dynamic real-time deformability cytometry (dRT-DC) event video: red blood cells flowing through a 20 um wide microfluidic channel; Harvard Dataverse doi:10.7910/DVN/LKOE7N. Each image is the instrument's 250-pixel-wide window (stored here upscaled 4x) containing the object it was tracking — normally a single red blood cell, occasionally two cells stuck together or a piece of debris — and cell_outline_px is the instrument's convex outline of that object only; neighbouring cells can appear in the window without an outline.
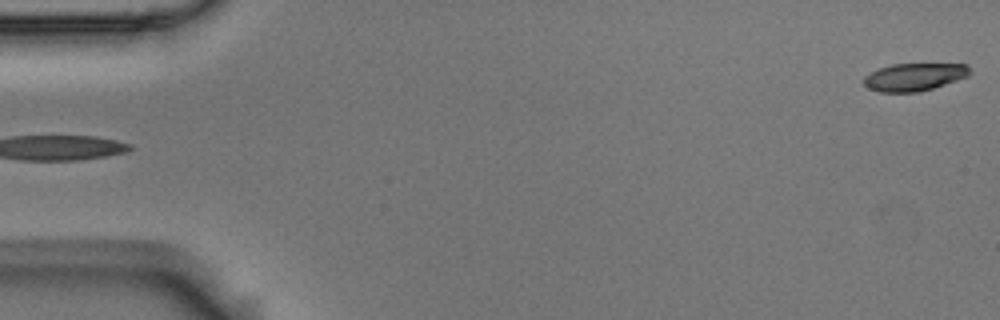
{"species": "Egyptian fruit bat (a non-hibernating species)", "species_latin": "Rousettus aegyptiacus", "temperature_condition": "room temperature", "stored_images_in_passage": 4, "segment_of_instrument_passage": [2, 2], "camera_frame_rate_fps": 3000, "um_per_image_px": 0.085, "animal": {"sex": "male"}, "frame": {"image": 1, "passage_image": 4, "time_ms": 1.0, "image_size_px": [1000, 320], "cell_outline_px": [[972, 72], [968, 76], [920, 92], [880, 92], [868, 88], [864, 84], [864, 76], [880, 68], [892, 64], [968, 64]], "centroid_in_image_um": [77.73, 6.54], "position_along_channel_um": 7.3, "area_um2": 16.99}}